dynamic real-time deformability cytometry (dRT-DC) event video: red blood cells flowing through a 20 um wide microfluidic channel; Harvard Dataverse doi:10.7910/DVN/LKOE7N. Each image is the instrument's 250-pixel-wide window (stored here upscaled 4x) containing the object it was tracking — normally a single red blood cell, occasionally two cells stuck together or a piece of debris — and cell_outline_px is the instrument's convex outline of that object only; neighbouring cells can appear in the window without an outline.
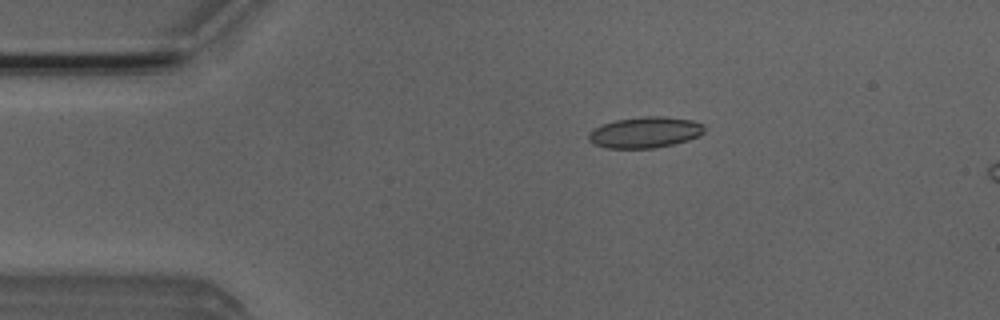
{"species": "Egyptian fruit bat (a non-hibernating species)", "species_latin": "Rousettus aegyptiacus", "temperature_condition": "room temperature", "stored_images_in_passage": 17, "camera_frame_rate_fps": 3000, "um_per_image_px": 0.085, "animal": {"sex": "male"}, "frame": {"image": 1, "passage_image": 5, "time_ms": 1.333, "image_size_px": [1000, 320], "cell_outline_px": [[704, 132], [700, 136], [688, 140], [672, 144], [652, 148], [608, 148], [596, 144], [588, 140], [588, 132], [604, 124], [616, 120], [644, 116], [664, 116], [692, 120], [704, 124]], "centroid_in_image_um": [54.86, 11.24], "position_along_channel_um": 30.1, "area_um2": 20.81}}